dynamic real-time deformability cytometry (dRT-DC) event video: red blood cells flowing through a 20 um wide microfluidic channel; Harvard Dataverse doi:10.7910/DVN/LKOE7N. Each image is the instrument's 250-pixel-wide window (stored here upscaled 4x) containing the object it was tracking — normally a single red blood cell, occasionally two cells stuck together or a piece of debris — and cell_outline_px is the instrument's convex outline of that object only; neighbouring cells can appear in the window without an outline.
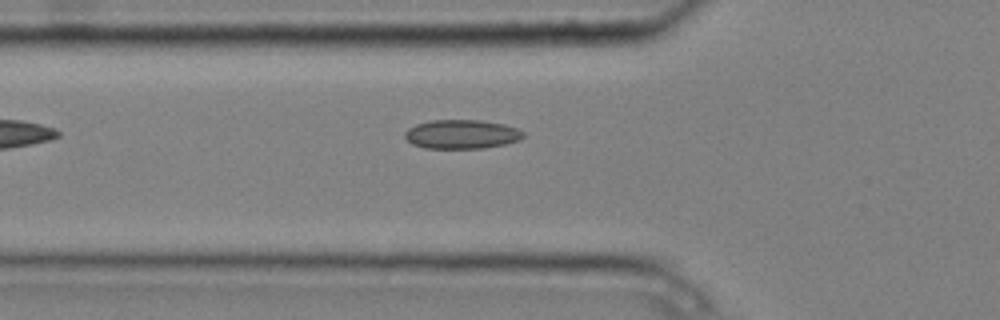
{"species": "common noctule bat (a hibernating species)", "species_latin": "Nyctalus noctula", "temperature_condition": "cold", "stored_images_in_passage": 2, "camera_frame_rate_fps": 3000, "um_per_image_px": 0.085, "animal": {"sex": "male", "body_mass_g": 20.4}, "frame": {"image": 1, "passage_image": 2, "time_ms": 0.333, "image_size_px": [1000, 320], "cell_outline_px": [[524, 136], [520, 140], [504, 144], [484, 148], [424, 148], [412, 144], [404, 136], [404, 132], [408, 128], [416, 124], [432, 120], [480, 120], [504, 124], [516, 128], [524, 132]], "centroid_in_image_um": [39.23, 11.41], "position_along_channel_um": 86.6, "area_um2": 20.06}}